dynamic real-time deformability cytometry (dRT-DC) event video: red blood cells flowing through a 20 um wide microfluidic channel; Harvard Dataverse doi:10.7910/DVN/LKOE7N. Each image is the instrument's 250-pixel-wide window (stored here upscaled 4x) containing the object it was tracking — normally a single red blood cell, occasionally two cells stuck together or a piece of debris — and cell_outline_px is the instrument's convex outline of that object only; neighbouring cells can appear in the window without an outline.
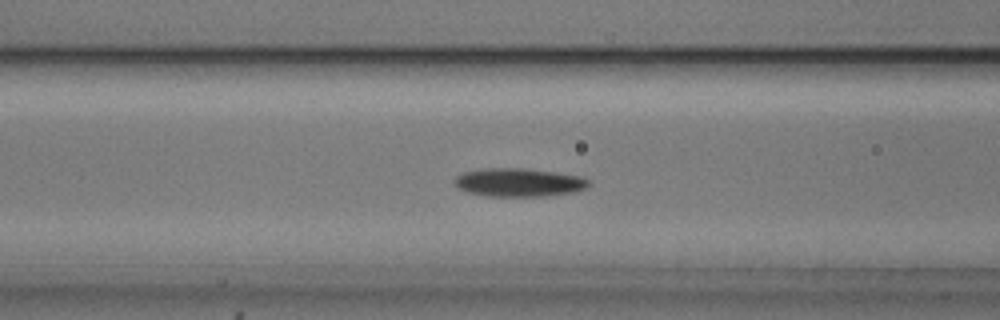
{"species": "common noctule bat (a hibernating species)", "species_latin": "Nyctalus noctula", "temperature_condition": "cold", "stored_images_in_passage": 54, "camera_frame_rate_fps": 3000, "um_per_image_px": 0.085, "animal": {"sex": "male", "body_mass_g": 20.5, "forearm_length_mm": 52.5}, "frame": {"image": 1, "passage_image": 21, "time_ms": 6.667, "image_size_px": [1000, 320], "cell_outline_px": [[592, 184], [588, 188], [576, 192], [544, 196], [484, 196], [468, 192], [456, 188], [452, 180], [456, 176], [464, 172], [484, 168], [520, 168], [552, 172], [580, 176], [588, 180]], "centroid_in_image_um": [44.08, 15.51], "position_along_channel_um": 122.5, "area_um2": 22.37}}
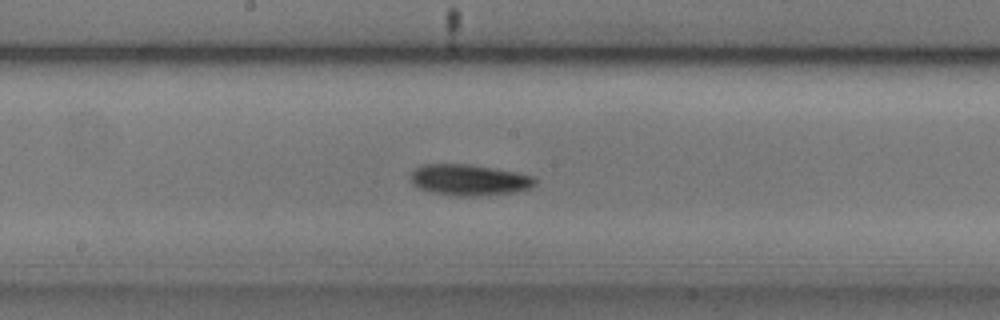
{"frame": {"image": 2, "passage_image": 28, "time_ms": 9.0, "image_size_px": [1000, 320], "cell_outline_px": [[536, 184], [532, 188], [516, 192], [480, 196], [456, 196], [432, 192], [420, 188], [412, 184], [412, 172], [420, 164], [468, 164], [516, 172], [532, 176], [536, 180]], "centroid_in_image_um": [39.9, 15.3], "position_along_channel_um": 208.3, "area_um2": 22.54}}
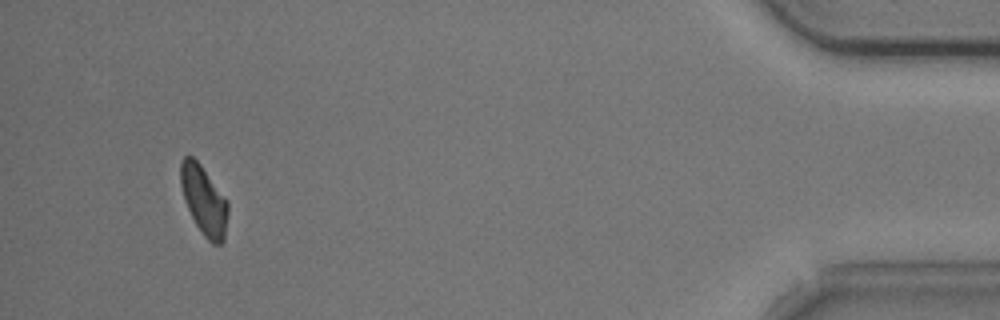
{"frame": {"image": 3, "passage_image": 51, "time_ms": 16.667, "image_size_px": [1000, 320], "cell_outline_px": [[228, 212], [224, 240], [220, 244], [212, 244], [204, 236], [196, 224], [184, 200], [180, 184], [180, 160], [184, 156], [192, 156], [200, 164], [228, 200]], "centroid_in_image_um": [17.33, 17.01], "position_along_channel_um": 417.9, "area_um2": 19.07}, "authors_computed_cell_mechanics": {"area_um2": 20.6635, "velocity_mm_per_s": 3.6695, "shape_relaxation_time_tau1_ms": 2.0268, "shape_relaxation_time_tau2_ms": null, "deformation_change_tau1": 0.1101, "deformation_change_tau2": null}}